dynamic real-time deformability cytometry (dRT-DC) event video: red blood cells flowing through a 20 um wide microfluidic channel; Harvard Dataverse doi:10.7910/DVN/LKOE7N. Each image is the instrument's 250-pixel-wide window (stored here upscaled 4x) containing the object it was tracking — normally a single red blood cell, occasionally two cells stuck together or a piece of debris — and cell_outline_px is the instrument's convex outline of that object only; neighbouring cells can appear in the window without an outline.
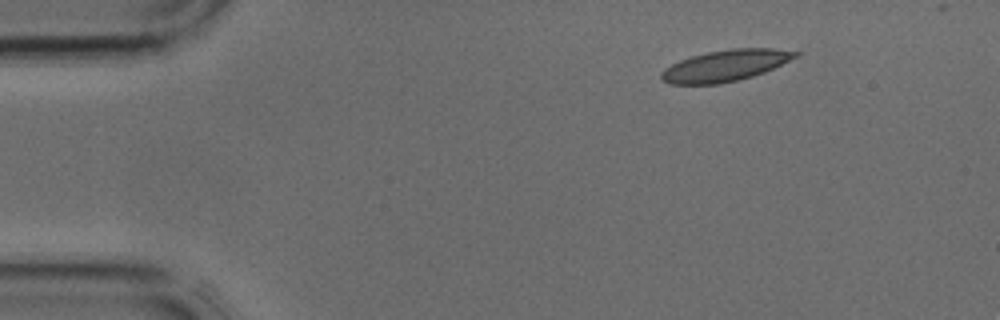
{"species": "common noctule bat (a hibernating species)", "species_latin": "Nyctalus noctula", "temperature_condition": "cold", "stored_images_in_passage": 3, "camera_frame_rate_fps": 3000, "um_per_image_px": 0.085, "animal": {"sex": "male", "body_mass_g": 17.9, "forearm_length_mm": 54.2}, "frame": {"image": 1, "passage_image": 2, "time_ms": 0.333, "image_size_px": [1000, 320], "cell_outline_px": [[800, 56], [764, 72], [752, 76], [720, 84], [668, 84], [660, 80], [660, 72], [664, 68], [680, 60], [692, 56], [708, 52], [732, 48], [776, 48], [800, 52]], "centroid_in_image_um": [61.65, 5.57], "position_along_channel_um": 23.3, "area_um2": 24.57}}